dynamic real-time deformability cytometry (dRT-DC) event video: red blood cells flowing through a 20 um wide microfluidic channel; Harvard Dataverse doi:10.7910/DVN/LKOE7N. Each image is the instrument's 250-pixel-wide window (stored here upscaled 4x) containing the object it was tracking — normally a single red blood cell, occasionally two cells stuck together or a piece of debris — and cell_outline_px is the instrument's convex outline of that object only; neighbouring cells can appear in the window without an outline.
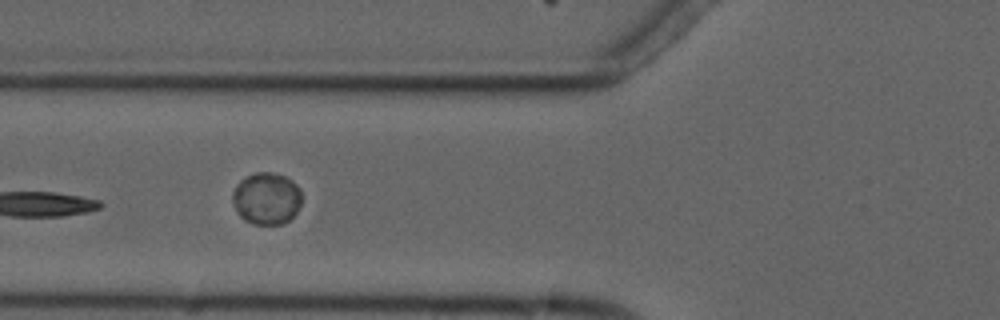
{"species": "common noctule bat (a hibernating species)", "species_latin": "Nyctalus noctula", "temperature_condition": "cold", "stored_images_in_passage": 7, "camera_frame_rate_fps": 3000, "um_per_image_px": 0.085, "animal": {"sex": "male", "forearm_length_mm": 52.5}, "frame": {"image": 1, "passage_image": 2, "time_ms": 1.333, "image_size_px": [1000, 320], "cell_outline_px": [[300, 204], [296, 212], [288, 220], [280, 224], [252, 224], [244, 220], [236, 212], [232, 200], [232, 192], [236, 184], [240, 180], [256, 172], [272, 172], [284, 176], [292, 180], [300, 188]], "centroid_in_image_um": [22.62, 16.86], "position_along_channel_um": 103.2, "area_um2": 20.98}}
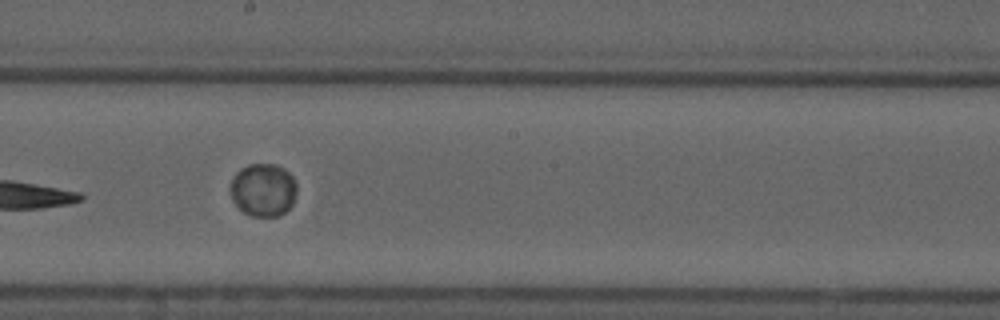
{"frame": {"image": 2, "passage_image": 5, "time_ms": 4.667, "image_size_px": [1000, 320], "cell_outline_px": [[296, 192], [292, 204], [280, 216], [252, 216], [244, 212], [232, 200], [232, 180], [236, 172], [240, 168], [248, 164], [276, 164], [284, 168], [292, 176], [296, 184]], "centroid_in_image_um": [22.39, 16.13], "position_along_channel_um": 225.8, "area_um2": 20.35}}
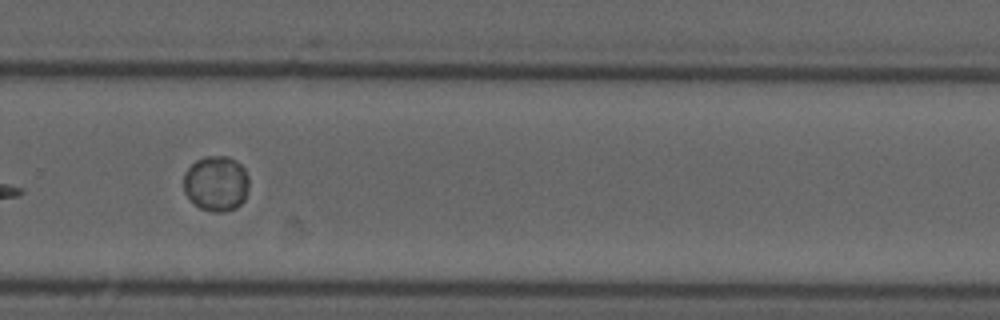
{"frame": {"image": 3, "passage_image": 7, "time_ms": 7.0, "image_size_px": [1000, 320], "cell_outline_px": [[248, 192], [244, 200], [236, 208], [224, 212], [212, 212], [200, 208], [184, 192], [184, 172], [196, 160], [204, 156], [228, 156], [236, 160], [244, 168], [248, 176]], "centroid_in_image_um": [18.39, 15.59], "position_along_channel_um": 311.4, "area_um2": 21.21}}